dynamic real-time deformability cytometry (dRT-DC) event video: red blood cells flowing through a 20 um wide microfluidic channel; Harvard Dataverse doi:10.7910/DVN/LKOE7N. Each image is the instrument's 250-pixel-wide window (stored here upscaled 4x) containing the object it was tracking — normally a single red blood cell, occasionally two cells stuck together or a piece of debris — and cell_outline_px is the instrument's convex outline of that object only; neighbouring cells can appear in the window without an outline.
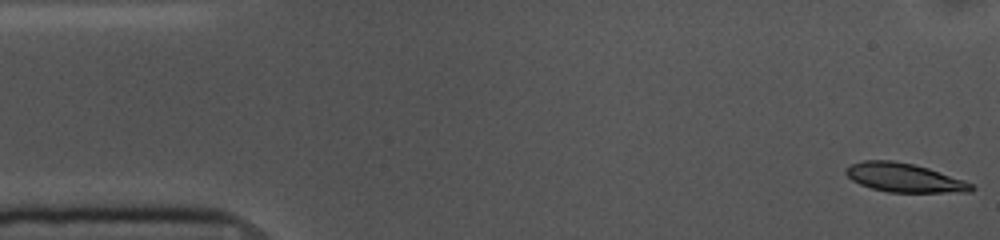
{"species": "common noctule bat (a hibernating species)", "species_latin": "Nyctalus noctula", "temperature_condition": "cold", "stored_images_in_passage": 54, "camera_frame_rate_fps": 3000, "um_per_image_px": 0.085, "animal": {"sex": "female", "body_mass_g": 10.0, "forearm_length_mm": 53.1}, "frame": {"image": 1, "passage_image": 1, "time_ms": 0.0, "image_size_px": [1000, 240], "cell_outline_px": [[976, 188], [972, 192], [888, 192], [872, 188], [860, 184], [852, 180], [844, 172], [844, 168], [852, 164], [864, 160], [892, 160], [912, 164], [928, 168], [964, 180], [972, 184]], "centroid_in_image_um": [76.86, 15.1], "position_along_channel_um": 8.1, "area_um2": 21.04}}
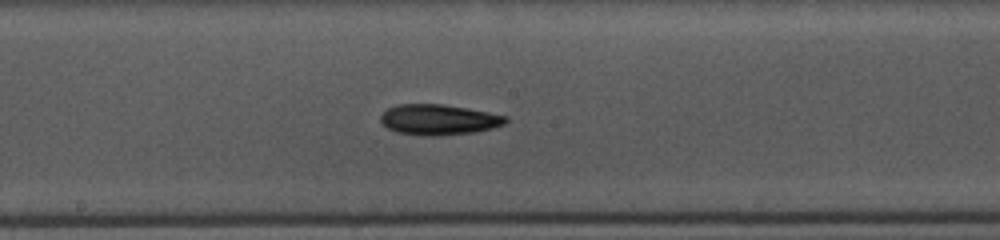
{"frame": {"image": 2, "passage_image": 27, "time_ms": 8.667, "image_size_px": [1000, 240], "cell_outline_px": [[508, 120], [504, 124], [492, 128], [472, 132], [440, 136], [420, 136], [396, 132], [388, 128], [380, 120], [380, 116], [388, 108], [396, 104], [444, 104], [488, 112], [508, 116]], "centroid_in_image_um": [37.27, 10.17], "position_along_channel_um": 210.9, "area_um2": 22.31}}
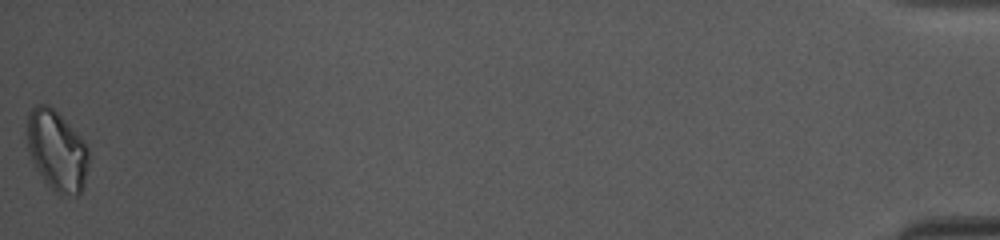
{"frame": {"image": 3, "passage_image": 54, "time_ms": 17.667, "image_size_px": [1000, 240], "cell_outline_px": [[88, 168], [84, 184], [80, 192], [76, 196], [60, 196], [44, 180], [36, 168], [28, 152], [28, 112], [36, 104], [48, 104], [88, 144]], "centroid_in_image_um": [4.85, 12.83], "position_along_channel_um": 430.4, "area_um2": 28.73}, "authors_computed_cell_mechanics": {"area_um2": 21.5305, "velocity_mm_per_s": 3.5996, "shape_relaxation_time_tau1_ms": 4.7484, "shape_relaxation_time_tau2_ms": null, "deformation_change_tau1": 0.1023, "deformation_change_tau2": null}}